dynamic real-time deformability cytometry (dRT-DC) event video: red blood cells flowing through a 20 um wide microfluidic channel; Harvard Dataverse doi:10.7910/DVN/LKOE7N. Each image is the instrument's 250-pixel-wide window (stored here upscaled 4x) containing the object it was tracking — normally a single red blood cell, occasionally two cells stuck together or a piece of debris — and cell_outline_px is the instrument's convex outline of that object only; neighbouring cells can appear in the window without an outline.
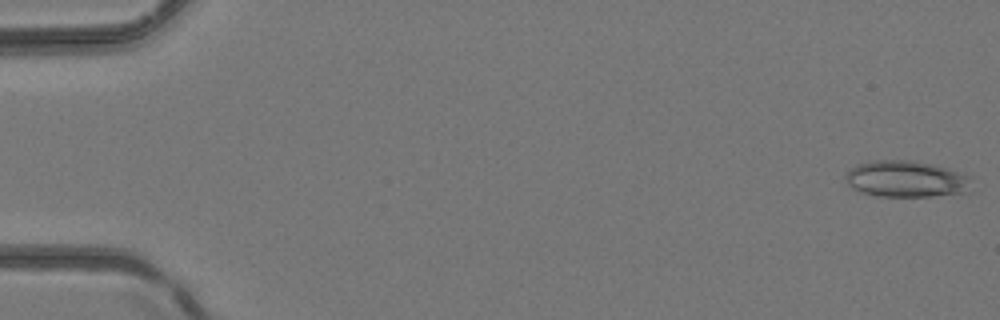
{"species": "common noctule bat (a hibernating species)", "species_latin": "Nyctalus noctula", "temperature_condition": "room temperature", "stored_images_in_passage": 4, "camera_frame_rate_fps": 3000, "um_per_image_px": 0.085, "animal": {"sex": "female", "body_mass_g": 24.6, "forearm_length_mm": 56.2}, "frame": {"image": 1, "passage_image": 1, "time_ms": 0.0, "image_size_px": [1000, 320], "cell_outline_px": [[968, 176], [960, 192], [932, 196], [876, 196], [860, 192], [852, 188], [848, 184], [844, 176], [856, 164], [876, 160], [908, 160], [948, 168]], "centroid_in_image_um": [76.84, 15.2], "position_along_channel_um": 8.2, "area_um2": 25.78}}